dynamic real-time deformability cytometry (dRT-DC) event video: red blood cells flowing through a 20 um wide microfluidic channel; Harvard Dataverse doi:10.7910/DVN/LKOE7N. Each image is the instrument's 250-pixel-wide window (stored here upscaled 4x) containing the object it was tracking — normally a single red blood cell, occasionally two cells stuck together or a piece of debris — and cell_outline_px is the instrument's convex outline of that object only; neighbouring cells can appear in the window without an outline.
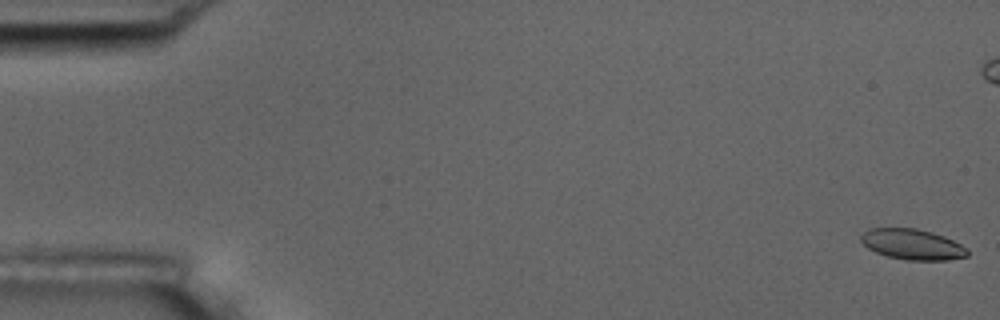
{"species": "common noctule bat (a hibernating species)", "species_latin": "Nyctalus noctula", "temperature_condition": "room temperature", "stored_images_in_passage": 6, "camera_frame_rate_fps": 3000, "um_per_image_px": 0.085, "animal": {"sex": "male", "body_mass_g": 17.5, "forearm_length_mm": 52.3}, "frame": {"image": 1, "passage_image": 1, "time_ms": 0.0, "image_size_px": [1000, 320], "cell_outline_px": [[968, 256], [948, 260], [904, 260], [888, 256], [876, 252], [868, 248], [860, 240], [860, 236], [868, 228], [916, 228], [932, 232], [944, 236], [968, 248]], "centroid_in_image_um": [77.55, 20.77], "position_along_channel_um": 7.4, "area_um2": 19.02}}